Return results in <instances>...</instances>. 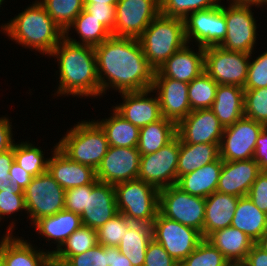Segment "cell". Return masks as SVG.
<instances>
[{
	"label": "cell",
	"instance_id": "obj_40",
	"mask_svg": "<svg viewBox=\"0 0 267 266\" xmlns=\"http://www.w3.org/2000/svg\"><path fill=\"white\" fill-rule=\"evenodd\" d=\"M220 4L221 0H160V14L185 19L193 12L214 8Z\"/></svg>",
	"mask_w": 267,
	"mask_h": 266
},
{
	"label": "cell",
	"instance_id": "obj_38",
	"mask_svg": "<svg viewBox=\"0 0 267 266\" xmlns=\"http://www.w3.org/2000/svg\"><path fill=\"white\" fill-rule=\"evenodd\" d=\"M218 84L204 71L188 84V99L191 110L211 108Z\"/></svg>",
	"mask_w": 267,
	"mask_h": 266
},
{
	"label": "cell",
	"instance_id": "obj_6",
	"mask_svg": "<svg viewBox=\"0 0 267 266\" xmlns=\"http://www.w3.org/2000/svg\"><path fill=\"white\" fill-rule=\"evenodd\" d=\"M118 212L129 221L152 225L159 212V190L134 179L114 185Z\"/></svg>",
	"mask_w": 267,
	"mask_h": 266
},
{
	"label": "cell",
	"instance_id": "obj_32",
	"mask_svg": "<svg viewBox=\"0 0 267 266\" xmlns=\"http://www.w3.org/2000/svg\"><path fill=\"white\" fill-rule=\"evenodd\" d=\"M152 239V226L150 224L132 222L118 245V249L129 259L132 266H143L146 250Z\"/></svg>",
	"mask_w": 267,
	"mask_h": 266
},
{
	"label": "cell",
	"instance_id": "obj_51",
	"mask_svg": "<svg viewBox=\"0 0 267 266\" xmlns=\"http://www.w3.org/2000/svg\"><path fill=\"white\" fill-rule=\"evenodd\" d=\"M14 162L13 147L7 151L0 152V191L11 186L9 171Z\"/></svg>",
	"mask_w": 267,
	"mask_h": 266
},
{
	"label": "cell",
	"instance_id": "obj_46",
	"mask_svg": "<svg viewBox=\"0 0 267 266\" xmlns=\"http://www.w3.org/2000/svg\"><path fill=\"white\" fill-rule=\"evenodd\" d=\"M65 262L70 266H108L107 246L97 244L84 253L70 256Z\"/></svg>",
	"mask_w": 267,
	"mask_h": 266
},
{
	"label": "cell",
	"instance_id": "obj_27",
	"mask_svg": "<svg viewBox=\"0 0 267 266\" xmlns=\"http://www.w3.org/2000/svg\"><path fill=\"white\" fill-rule=\"evenodd\" d=\"M206 240L217 248L231 265L242 264L255 244L244 232L232 226L216 230Z\"/></svg>",
	"mask_w": 267,
	"mask_h": 266
},
{
	"label": "cell",
	"instance_id": "obj_28",
	"mask_svg": "<svg viewBox=\"0 0 267 266\" xmlns=\"http://www.w3.org/2000/svg\"><path fill=\"white\" fill-rule=\"evenodd\" d=\"M222 167L223 160L219 158L191 173L180 176L176 186L193 196L207 198L217 189Z\"/></svg>",
	"mask_w": 267,
	"mask_h": 266
},
{
	"label": "cell",
	"instance_id": "obj_23",
	"mask_svg": "<svg viewBox=\"0 0 267 266\" xmlns=\"http://www.w3.org/2000/svg\"><path fill=\"white\" fill-rule=\"evenodd\" d=\"M189 45L191 46L189 43L185 44L168 58L156 70L155 76H164L185 83H190L194 78L199 77L205 71V48L198 46L195 52Z\"/></svg>",
	"mask_w": 267,
	"mask_h": 266
},
{
	"label": "cell",
	"instance_id": "obj_45",
	"mask_svg": "<svg viewBox=\"0 0 267 266\" xmlns=\"http://www.w3.org/2000/svg\"><path fill=\"white\" fill-rule=\"evenodd\" d=\"M267 87V50L250 60L244 90Z\"/></svg>",
	"mask_w": 267,
	"mask_h": 266
},
{
	"label": "cell",
	"instance_id": "obj_41",
	"mask_svg": "<svg viewBox=\"0 0 267 266\" xmlns=\"http://www.w3.org/2000/svg\"><path fill=\"white\" fill-rule=\"evenodd\" d=\"M179 266H231L224 255L206 239Z\"/></svg>",
	"mask_w": 267,
	"mask_h": 266
},
{
	"label": "cell",
	"instance_id": "obj_18",
	"mask_svg": "<svg viewBox=\"0 0 267 266\" xmlns=\"http://www.w3.org/2000/svg\"><path fill=\"white\" fill-rule=\"evenodd\" d=\"M188 84L164 76H155L153 93L159 99L161 115L178 124L191 113L188 99Z\"/></svg>",
	"mask_w": 267,
	"mask_h": 266
},
{
	"label": "cell",
	"instance_id": "obj_16",
	"mask_svg": "<svg viewBox=\"0 0 267 266\" xmlns=\"http://www.w3.org/2000/svg\"><path fill=\"white\" fill-rule=\"evenodd\" d=\"M140 157L137 147L109 146L96 169V179L111 185L138 179Z\"/></svg>",
	"mask_w": 267,
	"mask_h": 266
},
{
	"label": "cell",
	"instance_id": "obj_62",
	"mask_svg": "<svg viewBox=\"0 0 267 266\" xmlns=\"http://www.w3.org/2000/svg\"><path fill=\"white\" fill-rule=\"evenodd\" d=\"M4 2L2 0H0V7H2L1 5L3 4Z\"/></svg>",
	"mask_w": 267,
	"mask_h": 266
},
{
	"label": "cell",
	"instance_id": "obj_48",
	"mask_svg": "<svg viewBox=\"0 0 267 266\" xmlns=\"http://www.w3.org/2000/svg\"><path fill=\"white\" fill-rule=\"evenodd\" d=\"M87 193H91V184L65 190V209L81 215L86 208Z\"/></svg>",
	"mask_w": 267,
	"mask_h": 266
},
{
	"label": "cell",
	"instance_id": "obj_1",
	"mask_svg": "<svg viewBox=\"0 0 267 266\" xmlns=\"http://www.w3.org/2000/svg\"><path fill=\"white\" fill-rule=\"evenodd\" d=\"M94 49L101 97L109 88L118 93L152 88L156 69L145 57L139 39L111 35Z\"/></svg>",
	"mask_w": 267,
	"mask_h": 266
},
{
	"label": "cell",
	"instance_id": "obj_44",
	"mask_svg": "<svg viewBox=\"0 0 267 266\" xmlns=\"http://www.w3.org/2000/svg\"><path fill=\"white\" fill-rule=\"evenodd\" d=\"M24 210L26 212L24 191L12 185L0 191V222L5 216Z\"/></svg>",
	"mask_w": 267,
	"mask_h": 266
},
{
	"label": "cell",
	"instance_id": "obj_33",
	"mask_svg": "<svg viewBox=\"0 0 267 266\" xmlns=\"http://www.w3.org/2000/svg\"><path fill=\"white\" fill-rule=\"evenodd\" d=\"M177 136V124L163 116L139 130L140 155L152 154Z\"/></svg>",
	"mask_w": 267,
	"mask_h": 266
},
{
	"label": "cell",
	"instance_id": "obj_30",
	"mask_svg": "<svg viewBox=\"0 0 267 266\" xmlns=\"http://www.w3.org/2000/svg\"><path fill=\"white\" fill-rule=\"evenodd\" d=\"M220 143L188 144L180 140L177 180L180 176L191 173L220 158Z\"/></svg>",
	"mask_w": 267,
	"mask_h": 266
},
{
	"label": "cell",
	"instance_id": "obj_4",
	"mask_svg": "<svg viewBox=\"0 0 267 266\" xmlns=\"http://www.w3.org/2000/svg\"><path fill=\"white\" fill-rule=\"evenodd\" d=\"M77 123L59 139L57 147L71 160L96 170L109 147L107 136L93 119Z\"/></svg>",
	"mask_w": 267,
	"mask_h": 266
},
{
	"label": "cell",
	"instance_id": "obj_57",
	"mask_svg": "<svg viewBox=\"0 0 267 266\" xmlns=\"http://www.w3.org/2000/svg\"><path fill=\"white\" fill-rule=\"evenodd\" d=\"M255 244L267 253V229L262 233Z\"/></svg>",
	"mask_w": 267,
	"mask_h": 266
},
{
	"label": "cell",
	"instance_id": "obj_17",
	"mask_svg": "<svg viewBox=\"0 0 267 266\" xmlns=\"http://www.w3.org/2000/svg\"><path fill=\"white\" fill-rule=\"evenodd\" d=\"M224 127L210 108L192 110L177 124V136L183 143H220Z\"/></svg>",
	"mask_w": 267,
	"mask_h": 266
},
{
	"label": "cell",
	"instance_id": "obj_20",
	"mask_svg": "<svg viewBox=\"0 0 267 266\" xmlns=\"http://www.w3.org/2000/svg\"><path fill=\"white\" fill-rule=\"evenodd\" d=\"M151 93H153L152 89L120 93L123 102L112 108L140 129L162 117L158 96L155 94L153 97Z\"/></svg>",
	"mask_w": 267,
	"mask_h": 266
},
{
	"label": "cell",
	"instance_id": "obj_9",
	"mask_svg": "<svg viewBox=\"0 0 267 266\" xmlns=\"http://www.w3.org/2000/svg\"><path fill=\"white\" fill-rule=\"evenodd\" d=\"M205 198L183 192L176 185L159 190V212L176 222L192 227L203 237Z\"/></svg>",
	"mask_w": 267,
	"mask_h": 266
},
{
	"label": "cell",
	"instance_id": "obj_52",
	"mask_svg": "<svg viewBox=\"0 0 267 266\" xmlns=\"http://www.w3.org/2000/svg\"><path fill=\"white\" fill-rule=\"evenodd\" d=\"M253 159L262 171H267V126L262 129L256 140Z\"/></svg>",
	"mask_w": 267,
	"mask_h": 266
},
{
	"label": "cell",
	"instance_id": "obj_42",
	"mask_svg": "<svg viewBox=\"0 0 267 266\" xmlns=\"http://www.w3.org/2000/svg\"><path fill=\"white\" fill-rule=\"evenodd\" d=\"M131 223L123 214L118 213L97 229L98 244L118 247Z\"/></svg>",
	"mask_w": 267,
	"mask_h": 266
},
{
	"label": "cell",
	"instance_id": "obj_8",
	"mask_svg": "<svg viewBox=\"0 0 267 266\" xmlns=\"http://www.w3.org/2000/svg\"><path fill=\"white\" fill-rule=\"evenodd\" d=\"M252 54L225 50L220 46L205 48V72L218 85H235L244 88Z\"/></svg>",
	"mask_w": 267,
	"mask_h": 266
},
{
	"label": "cell",
	"instance_id": "obj_31",
	"mask_svg": "<svg viewBox=\"0 0 267 266\" xmlns=\"http://www.w3.org/2000/svg\"><path fill=\"white\" fill-rule=\"evenodd\" d=\"M232 227L244 232L254 243L267 229V214L247 197H240L234 212Z\"/></svg>",
	"mask_w": 267,
	"mask_h": 266
},
{
	"label": "cell",
	"instance_id": "obj_50",
	"mask_svg": "<svg viewBox=\"0 0 267 266\" xmlns=\"http://www.w3.org/2000/svg\"><path fill=\"white\" fill-rule=\"evenodd\" d=\"M247 197L267 214V171H262L252 184Z\"/></svg>",
	"mask_w": 267,
	"mask_h": 266
},
{
	"label": "cell",
	"instance_id": "obj_60",
	"mask_svg": "<svg viewBox=\"0 0 267 266\" xmlns=\"http://www.w3.org/2000/svg\"><path fill=\"white\" fill-rule=\"evenodd\" d=\"M228 2H236V3H254L256 4L259 0H227Z\"/></svg>",
	"mask_w": 267,
	"mask_h": 266
},
{
	"label": "cell",
	"instance_id": "obj_35",
	"mask_svg": "<svg viewBox=\"0 0 267 266\" xmlns=\"http://www.w3.org/2000/svg\"><path fill=\"white\" fill-rule=\"evenodd\" d=\"M73 27V28H72ZM79 35L80 41L71 38L69 32L74 30ZM112 33L102 25L99 20L92 17L84 9L75 18L74 22L65 31V37L72 43L95 47L107 40ZM70 36V37H69Z\"/></svg>",
	"mask_w": 267,
	"mask_h": 266
},
{
	"label": "cell",
	"instance_id": "obj_39",
	"mask_svg": "<svg viewBox=\"0 0 267 266\" xmlns=\"http://www.w3.org/2000/svg\"><path fill=\"white\" fill-rule=\"evenodd\" d=\"M65 32L84 9L83 0H38Z\"/></svg>",
	"mask_w": 267,
	"mask_h": 266
},
{
	"label": "cell",
	"instance_id": "obj_2",
	"mask_svg": "<svg viewBox=\"0 0 267 266\" xmlns=\"http://www.w3.org/2000/svg\"><path fill=\"white\" fill-rule=\"evenodd\" d=\"M51 56L56 57L59 68V85L55 96L100 97L94 47L75 44L64 37L49 55Z\"/></svg>",
	"mask_w": 267,
	"mask_h": 266
},
{
	"label": "cell",
	"instance_id": "obj_11",
	"mask_svg": "<svg viewBox=\"0 0 267 266\" xmlns=\"http://www.w3.org/2000/svg\"><path fill=\"white\" fill-rule=\"evenodd\" d=\"M152 237L180 264L203 240L196 229L169 219L158 212L152 223Z\"/></svg>",
	"mask_w": 267,
	"mask_h": 266
},
{
	"label": "cell",
	"instance_id": "obj_26",
	"mask_svg": "<svg viewBox=\"0 0 267 266\" xmlns=\"http://www.w3.org/2000/svg\"><path fill=\"white\" fill-rule=\"evenodd\" d=\"M239 198L218 191L205 198L203 239L216 230L231 226Z\"/></svg>",
	"mask_w": 267,
	"mask_h": 266
},
{
	"label": "cell",
	"instance_id": "obj_10",
	"mask_svg": "<svg viewBox=\"0 0 267 266\" xmlns=\"http://www.w3.org/2000/svg\"><path fill=\"white\" fill-rule=\"evenodd\" d=\"M24 198L30 224L65 209V190L48 171L32 178L24 190Z\"/></svg>",
	"mask_w": 267,
	"mask_h": 266
},
{
	"label": "cell",
	"instance_id": "obj_21",
	"mask_svg": "<svg viewBox=\"0 0 267 266\" xmlns=\"http://www.w3.org/2000/svg\"><path fill=\"white\" fill-rule=\"evenodd\" d=\"M118 213L114 185L98 180L91 184L86 208L80 215L82 225L97 230Z\"/></svg>",
	"mask_w": 267,
	"mask_h": 266
},
{
	"label": "cell",
	"instance_id": "obj_55",
	"mask_svg": "<svg viewBox=\"0 0 267 266\" xmlns=\"http://www.w3.org/2000/svg\"><path fill=\"white\" fill-rule=\"evenodd\" d=\"M242 266H267V253L254 244Z\"/></svg>",
	"mask_w": 267,
	"mask_h": 266
},
{
	"label": "cell",
	"instance_id": "obj_7",
	"mask_svg": "<svg viewBox=\"0 0 267 266\" xmlns=\"http://www.w3.org/2000/svg\"><path fill=\"white\" fill-rule=\"evenodd\" d=\"M254 3L230 2L224 5V17L227 25L225 39L219 45L225 50L240 51L251 54L257 41L256 17L252 12Z\"/></svg>",
	"mask_w": 267,
	"mask_h": 266
},
{
	"label": "cell",
	"instance_id": "obj_36",
	"mask_svg": "<svg viewBox=\"0 0 267 266\" xmlns=\"http://www.w3.org/2000/svg\"><path fill=\"white\" fill-rule=\"evenodd\" d=\"M41 147H37L29 141L14 143V161L33 177L47 171L49 158H44Z\"/></svg>",
	"mask_w": 267,
	"mask_h": 266
},
{
	"label": "cell",
	"instance_id": "obj_56",
	"mask_svg": "<svg viewBox=\"0 0 267 266\" xmlns=\"http://www.w3.org/2000/svg\"><path fill=\"white\" fill-rule=\"evenodd\" d=\"M108 266H132L131 262L118 247H107Z\"/></svg>",
	"mask_w": 267,
	"mask_h": 266
},
{
	"label": "cell",
	"instance_id": "obj_14",
	"mask_svg": "<svg viewBox=\"0 0 267 266\" xmlns=\"http://www.w3.org/2000/svg\"><path fill=\"white\" fill-rule=\"evenodd\" d=\"M112 35L139 38L160 14V0H119Z\"/></svg>",
	"mask_w": 267,
	"mask_h": 266
},
{
	"label": "cell",
	"instance_id": "obj_13",
	"mask_svg": "<svg viewBox=\"0 0 267 266\" xmlns=\"http://www.w3.org/2000/svg\"><path fill=\"white\" fill-rule=\"evenodd\" d=\"M264 127V124L245 116L225 127L219 144L220 158L223 161L253 159L256 140Z\"/></svg>",
	"mask_w": 267,
	"mask_h": 266
},
{
	"label": "cell",
	"instance_id": "obj_58",
	"mask_svg": "<svg viewBox=\"0 0 267 266\" xmlns=\"http://www.w3.org/2000/svg\"><path fill=\"white\" fill-rule=\"evenodd\" d=\"M119 0H83V3L111 4L116 5Z\"/></svg>",
	"mask_w": 267,
	"mask_h": 266
},
{
	"label": "cell",
	"instance_id": "obj_61",
	"mask_svg": "<svg viewBox=\"0 0 267 266\" xmlns=\"http://www.w3.org/2000/svg\"><path fill=\"white\" fill-rule=\"evenodd\" d=\"M265 4V6L267 5V0H259L256 5L259 8L260 6L262 7Z\"/></svg>",
	"mask_w": 267,
	"mask_h": 266
},
{
	"label": "cell",
	"instance_id": "obj_12",
	"mask_svg": "<svg viewBox=\"0 0 267 266\" xmlns=\"http://www.w3.org/2000/svg\"><path fill=\"white\" fill-rule=\"evenodd\" d=\"M180 138L176 136L152 154L141 155L138 179L158 190L176 185Z\"/></svg>",
	"mask_w": 267,
	"mask_h": 266
},
{
	"label": "cell",
	"instance_id": "obj_34",
	"mask_svg": "<svg viewBox=\"0 0 267 266\" xmlns=\"http://www.w3.org/2000/svg\"><path fill=\"white\" fill-rule=\"evenodd\" d=\"M113 113L100 121H96L104 130L109 146L137 147L139 142V128L125 120L114 109Z\"/></svg>",
	"mask_w": 267,
	"mask_h": 266
},
{
	"label": "cell",
	"instance_id": "obj_3",
	"mask_svg": "<svg viewBox=\"0 0 267 266\" xmlns=\"http://www.w3.org/2000/svg\"><path fill=\"white\" fill-rule=\"evenodd\" d=\"M0 28L17 44L47 56L65 37V32L37 0Z\"/></svg>",
	"mask_w": 267,
	"mask_h": 266
},
{
	"label": "cell",
	"instance_id": "obj_22",
	"mask_svg": "<svg viewBox=\"0 0 267 266\" xmlns=\"http://www.w3.org/2000/svg\"><path fill=\"white\" fill-rule=\"evenodd\" d=\"M53 147L47 171L64 190L93 184L97 181L96 170L71 160L57 147V143Z\"/></svg>",
	"mask_w": 267,
	"mask_h": 266
},
{
	"label": "cell",
	"instance_id": "obj_19",
	"mask_svg": "<svg viewBox=\"0 0 267 266\" xmlns=\"http://www.w3.org/2000/svg\"><path fill=\"white\" fill-rule=\"evenodd\" d=\"M10 223L7 233L0 240V261L4 266H49L51 254L38 250L29 241L13 235L16 223Z\"/></svg>",
	"mask_w": 267,
	"mask_h": 266
},
{
	"label": "cell",
	"instance_id": "obj_47",
	"mask_svg": "<svg viewBox=\"0 0 267 266\" xmlns=\"http://www.w3.org/2000/svg\"><path fill=\"white\" fill-rule=\"evenodd\" d=\"M84 10L99 20L111 33L115 26L116 11L111 4L84 3Z\"/></svg>",
	"mask_w": 267,
	"mask_h": 266
},
{
	"label": "cell",
	"instance_id": "obj_29",
	"mask_svg": "<svg viewBox=\"0 0 267 266\" xmlns=\"http://www.w3.org/2000/svg\"><path fill=\"white\" fill-rule=\"evenodd\" d=\"M244 91V88L235 85H218L210 109L224 128L244 116Z\"/></svg>",
	"mask_w": 267,
	"mask_h": 266
},
{
	"label": "cell",
	"instance_id": "obj_53",
	"mask_svg": "<svg viewBox=\"0 0 267 266\" xmlns=\"http://www.w3.org/2000/svg\"><path fill=\"white\" fill-rule=\"evenodd\" d=\"M10 182L12 186L24 191L31 183L33 176L22 169L15 161L12 163L9 171Z\"/></svg>",
	"mask_w": 267,
	"mask_h": 266
},
{
	"label": "cell",
	"instance_id": "obj_37",
	"mask_svg": "<svg viewBox=\"0 0 267 266\" xmlns=\"http://www.w3.org/2000/svg\"><path fill=\"white\" fill-rule=\"evenodd\" d=\"M97 244V230L82 225L67 238L53 256L61 261H66L70 256L84 253Z\"/></svg>",
	"mask_w": 267,
	"mask_h": 266
},
{
	"label": "cell",
	"instance_id": "obj_5",
	"mask_svg": "<svg viewBox=\"0 0 267 266\" xmlns=\"http://www.w3.org/2000/svg\"><path fill=\"white\" fill-rule=\"evenodd\" d=\"M138 39L145 57L157 70L187 44L184 19L159 14Z\"/></svg>",
	"mask_w": 267,
	"mask_h": 266
},
{
	"label": "cell",
	"instance_id": "obj_25",
	"mask_svg": "<svg viewBox=\"0 0 267 266\" xmlns=\"http://www.w3.org/2000/svg\"><path fill=\"white\" fill-rule=\"evenodd\" d=\"M82 226L81 217L77 213L63 209L52 216H45L33 223L34 230L38 234L44 236V239L56 244L55 250H50L49 253L53 255L65 243L67 238L77 229Z\"/></svg>",
	"mask_w": 267,
	"mask_h": 266
},
{
	"label": "cell",
	"instance_id": "obj_54",
	"mask_svg": "<svg viewBox=\"0 0 267 266\" xmlns=\"http://www.w3.org/2000/svg\"><path fill=\"white\" fill-rule=\"evenodd\" d=\"M11 123L6 115L0 117V152L7 151L14 145Z\"/></svg>",
	"mask_w": 267,
	"mask_h": 266
},
{
	"label": "cell",
	"instance_id": "obj_15",
	"mask_svg": "<svg viewBox=\"0 0 267 266\" xmlns=\"http://www.w3.org/2000/svg\"><path fill=\"white\" fill-rule=\"evenodd\" d=\"M187 43L196 42L197 46L206 48L219 46L225 39L227 25L222 3L214 8L199 10L184 19ZM194 39V40H193Z\"/></svg>",
	"mask_w": 267,
	"mask_h": 266
},
{
	"label": "cell",
	"instance_id": "obj_24",
	"mask_svg": "<svg viewBox=\"0 0 267 266\" xmlns=\"http://www.w3.org/2000/svg\"><path fill=\"white\" fill-rule=\"evenodd\" d=\"M261 172L254 159L223 161L216 191L236 197L247 196Z\"/></svg>",
	"mask_w": 267,
	"mask_h": 266
},
{
	"label": "cell",
	"instance_id": "obj_49",
	"mask_svg": "<svg viewBox=\"0 0 267 266\" xmlns=\"http://www.w3.org/2000/svg\"><path fill=\"white\" fill-rule=\"evenodd\" d=\"M143 266H179L161 244L152 239L147 247Z\"/></svg>",
	"mask_w": 267,
	"mask_h": 266
},
{
	"label": "cell",
	"instance_id": "obj_43",
	"mask_svg": "<svg viewBox=\"0 0 267 266\" xmlns=\"http://www.w3.org/2000/svg\"><path fill=\"white\" fill-rule=\"evenodd\" d=\"M244 116L267 126V87L244 91Z\"/></svg>",
	"mask_w": 267,
	"mask_h": 266
},
{
	"label": "cell",
	"instance_id": "obj_59",
	"mask_svg": "<svg viewBox=\"0 0 267 266\" xmlns=\"http://www.w3.org/2000/svg\"><path fill=\"white\" fill-rule=\"evenodd\" d=\"M49 266H70L65 261H61L56 259L53 255H51Z\"/></svg>",
	"mask_w": 267,
	"mask_h": 266
}]
</instances>
